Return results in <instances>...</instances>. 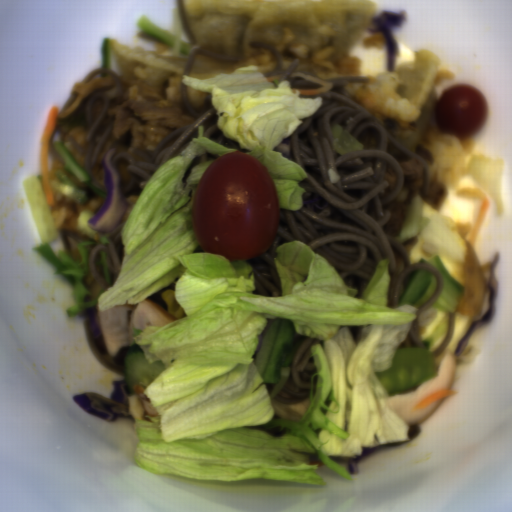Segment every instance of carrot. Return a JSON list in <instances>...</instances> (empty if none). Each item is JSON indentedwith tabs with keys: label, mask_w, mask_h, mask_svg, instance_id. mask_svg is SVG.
Listing matches in <instances>:
<instances>
[{
	"label": "carrot",
	"mask_w": 512,
	"mask_h": 512,
	"mask_svg": "<svg viewBox=\"0 0 512 512\" xmlns=\"http://www.w3.org/2000/svg\"><path fill=\"white\" fill-rule=\"evenodd\" d=\"M59 109L56 103L50 107L46 120L43 125L40 150H39V163H40V186L44 198L48 206L56 205L53 193L51 191L49 176H48V152L51 137L58 124Z\"/></svg>",
	"instance_id": "carrot-1"
},
{
	"label": "carrot",
	"mask_w": 512,
	"mask_h": 512,
	"mask_svg": "<svg viewBox=\"0 0 512 512\" xmlns=\"http://www.w3.org/2000/svg\"><path fill=\"white\" fill-rule=\"evenodd\" d=\"M288 77L301 78L308 82L318 85V88H291L292 93L296 95V90L300 92V95H320L329 92L334 84L331 81H326L303 72H291Z\"/></svg>",
	"instance_id": "carrot-2"
},
{
	"label": "carrot",
	"mask_w": 512,
	"mask_h": 512,
	"mask_svg": "<svg viewBox=\"0 0 512 512\" xmlns=\"http://www.w3.org/2000/svg\"><path fill=\"white\" fill-rule=\"evenodd\" d=\"M284 73H281V74H277V75H273V76H269V77H265L266 80L270 81V82H274V80H280L282 77H284Z\"/></svg>",
	"instance_id": "carrot-5"
},
{
	"label": "carrot",
	"mask_w": 512,
	"mask_h": 512,
	"mask_svg": "<svg viewBox=\"0 0 512 512\" xmlns=\"http://www.w3.org/2000/svg\"><path fill=\"white\" fill-rule=\"evenodd\" d=\"M490 205H491L490 198L485 197V199L480 207L476 222L470 232L469 239H468L469 243L471 244V246L473 248H474L476 237H477V235L481 229V226L490 210Z\"/></svg>",
	"instance_id": "carrot-3"
},
{
	"label": "carrot",
	"mask_w": 512,
	"mask_h": 512,
	"mask_svg": "<svg viewBox=\"0 0 512 512\" xmlns=\"http://www.w3.org/2000/svg\"><path fill=\"white\" fill-rule=\"evenodd\" d=\"M454 394H457V393H455L447 388V389L438 391L436 393L427 395L422 400H420L418 403H416L414 405L413 409H427L433 401L443 399V398L449 397Z\"/></svg>",
	"instance_id": "carrot-4"
}]
</instances>
